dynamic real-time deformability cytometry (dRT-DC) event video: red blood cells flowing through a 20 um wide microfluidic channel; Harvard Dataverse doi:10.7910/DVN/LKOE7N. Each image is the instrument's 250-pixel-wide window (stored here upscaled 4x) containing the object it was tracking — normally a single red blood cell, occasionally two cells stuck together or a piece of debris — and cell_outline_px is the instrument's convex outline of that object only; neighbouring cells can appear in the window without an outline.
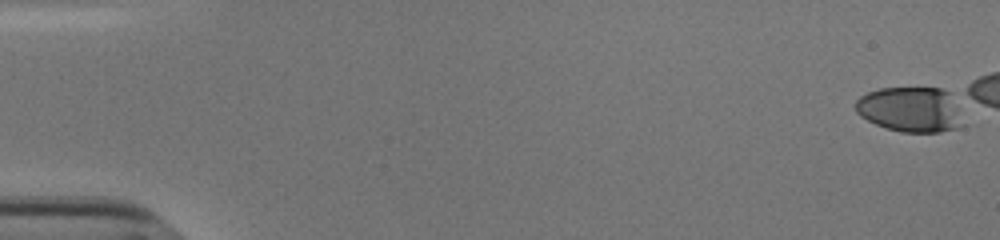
{"species": "human", "species_latin": "Homo sapiens", "temperature_condition": "cold", "stored_images_in_passage": 50, "camera_frame_rate_fps": 3000, "um_per_image_px": 0.085, "donor": {"sex": "male"}, "frame": {"image": 1, "passage_image": 1, "time_ms": 0.0, "image_size_px": [1000, 240], "cell_outline_px": [[968, 124], [956, 128], [940, 132], [900, 132], [876, 124], [860, 116], [856, 112], [856, 100], [860, 96], [868, 92], [880, 88], [940, 88], [948, 92]], "centroid_in_image_um": [77.43, 9.32], "position_along_channel_um": 7.6, "area_um2": 28.44}}
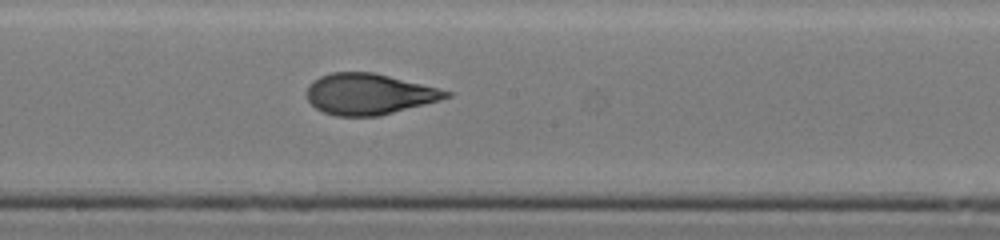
{"frame": {"image": 2, "passage_image": 31, "time_ms": 10.0, "image_size_px": [1000, 240], "cell_outline_px": [[452, 96], [440, 100], [380, 116], [336, 116], [324, 112], [316, 108], [308, 100], [308, 84], [320, 76], [332, 72], [372, 72], [452, 92]], "centroid_in_image_um": [31.34, 8.0], "position_along_channel_um": 216.9, "area_um2": 32.89}}
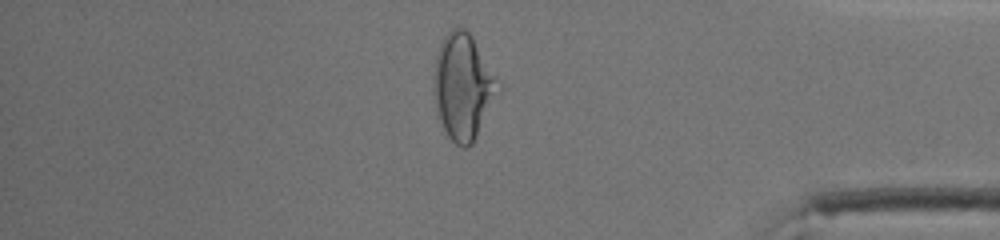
{"frame": {"image": 3, "passage_image": 47, "time_ms": 15.333, "image_size_px": [1000, 240], "cell_outline_px": [[504, 88], [472, 144], [468, 148], [464, 148], [456, 144], [448, 136], [440, 120], [436, 108], [432, 92], [432, 76], [436, 56], [440, 44], [444, 36], [452, 28], [460, 24], [472, 36], [504, 84]], "centroid_in_image_um": [39.41, 7.34], "position_along_channel_um": 395.8, "area_um2": 41.1}, "authors_computed_cell_mechanics": {"area_um2": 32.946, "velocity_mm_per_s": 3.8343, "shape_relaxation_time_tau1_ms": 6.7704, "shape_relaxation_time_tau2_ms": 1.2162, "deformation_change_tau1": 0.2349, "deformation_change_tau2": 0.0844}}